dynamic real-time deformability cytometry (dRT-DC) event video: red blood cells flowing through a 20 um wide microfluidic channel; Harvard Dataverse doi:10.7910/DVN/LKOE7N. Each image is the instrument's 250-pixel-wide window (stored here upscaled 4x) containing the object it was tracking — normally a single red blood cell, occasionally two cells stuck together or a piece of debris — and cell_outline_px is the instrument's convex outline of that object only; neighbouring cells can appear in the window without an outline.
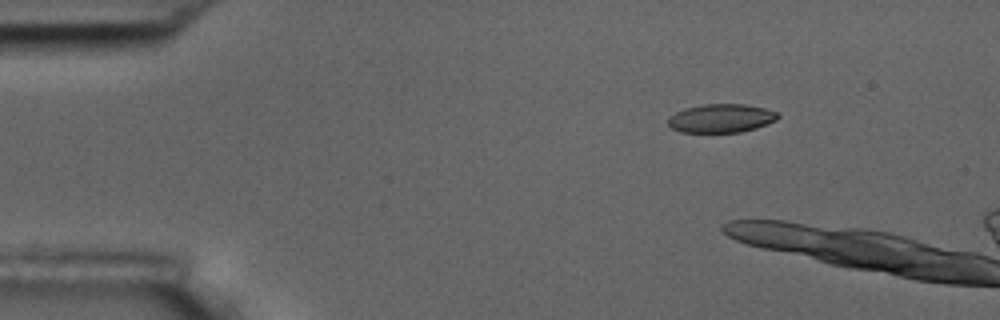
{"species": "common noctule bat (a hibernating species)", "species_latin": "Nyctalus noctula", "temperature_condition": "room temperature", "stored_images_in_passage": 5, "camera_frame_rate_fps": 3000, "um_per_image_px": 0.085, "animal": {"sex": "male", "body_mass_g": 17.5, "forearm_length_mm": 52.3}, "frame": {"image": 1, "passage_image": 3, "time_ms": 2.333, "image_size_px": [1000, 320], "cell_outline_px": [[780, 116], [776, 120], [768, 124], [756, 128], [740, 132], [680, 132], [672, 128], [668, 124], [668, 116], [684, 108], [704, 104], [744, 104], [764, 108], [776, 112]], "centroid_in_image_um": [61.28, 10.05], "position_along_channel_um": 23.7, "area_um2": 18.32}}